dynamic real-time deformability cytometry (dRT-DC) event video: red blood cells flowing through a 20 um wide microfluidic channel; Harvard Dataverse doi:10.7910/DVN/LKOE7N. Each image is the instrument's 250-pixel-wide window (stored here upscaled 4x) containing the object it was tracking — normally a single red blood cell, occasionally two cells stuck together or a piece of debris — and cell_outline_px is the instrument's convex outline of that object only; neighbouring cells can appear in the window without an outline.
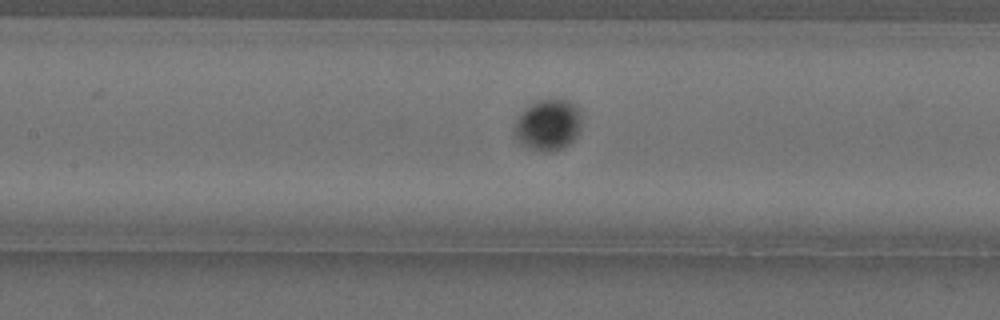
{"species": "Egyptian fruit bat (a non-hibernating species)", "species_latin": "Rousettus aegyptiacus", "temperature_condition": "cold", "stored_images_in_passage": 25, "camera_frame_rate_fps": 3000, "um_per_image_px": 0.085, "animal": {"sex": "female"}, "frame": {"image": 1, "passage_image": 9, "time_ms": 2.667, "image_size_px": [1000, 320], "cell_outline_px": [[580, 128], [576, 136], [568, 144], [552, 152], [540, 152], [528, 148], [520, 144], [516, 140], [512, 132], [512, 128], [516, 120], [524, 108], [540, 100], [568, 100], [576, 104], [580, 108]], "centroid_in_image_um": [46.54, 10.63], "position_along_channel_um": 160.9, "area_um2": 20.29}}
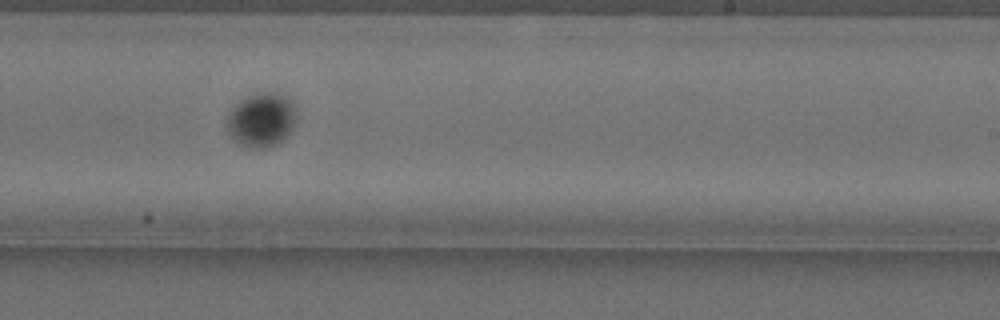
{"frame": {"image": 2, "passage_image": 18, "time_ms": 5.667, "image_size_px": [1000, 320], "cell_outline_px": [[296, 120], [292, 128], [276, 144], [264, 148], [252, 148], [240, 144], [228, 132], [228, 116], [236, 104], [248, 96], [264, 92], [276, 92], [292, 100], [296, 108]], "centroid_in_image_um": [22.26, 10.17], "position_along_channel_um": 266.7, "area_um2": 21.44}}
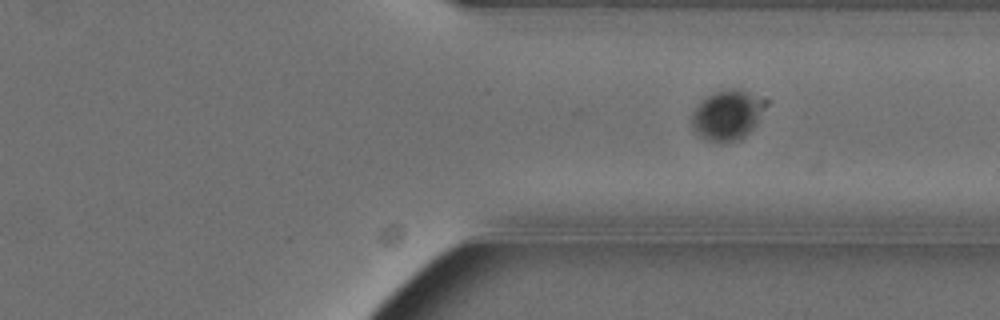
{"frame": {"image": 3, "passage_image": 25, "time_ms": 8.0, "image_size_px": [1000, 320], "cell_outline_px": [[760, 112], [756, 124], [740, 140], [720, 144], [704, 140], [692, 128], [692, 112], [696, 104], [700, 100], [716, 92], [728, 88], [736, 88], [748, 92], [756, 96], [760, 100]], "centroid_in_image_um": [61.7, 9.83], "position_along_channel_um": 349.7, "area_um2": 21.1}}